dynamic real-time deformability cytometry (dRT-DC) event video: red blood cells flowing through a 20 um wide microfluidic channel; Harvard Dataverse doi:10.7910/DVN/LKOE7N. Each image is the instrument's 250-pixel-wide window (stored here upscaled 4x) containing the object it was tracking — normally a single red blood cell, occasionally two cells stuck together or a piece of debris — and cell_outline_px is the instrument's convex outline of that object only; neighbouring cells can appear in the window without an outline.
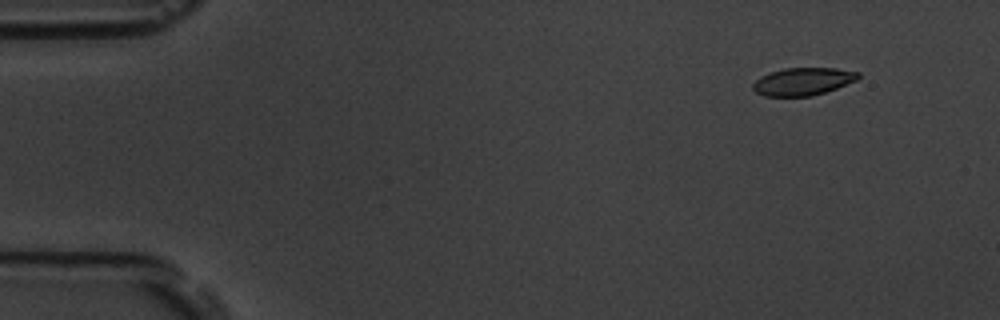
{"species": "common noctule bat (a hibernating species)", "species_latin": "Nyctalus noctula", "temperature_condition": "room temperature", "stored_images_in_passage": 6, "camera_frame_rate_fps": 3000, "um_per_image_px": 0.085, "animal": {"sex": "male", "body_mass_g": 19.5, "forearm_length_mm": 54.6}, "frame": {"image": 1, "passage_image": 2, "time_ms": 1.0, "image_size_px": [1000, 320], "cell_outline_px": [[860, 76], [856, 80], [836, 88], [812, 96], [764, 96], [756, 92], [752, 88], [752, 84], [760, 76], [784, 68], [836, 68], [860, 72]], "centroid_in_image_um": [68.24, 6.92], "position_along_channel_um": 16.8, "area_um2": 16.88}}
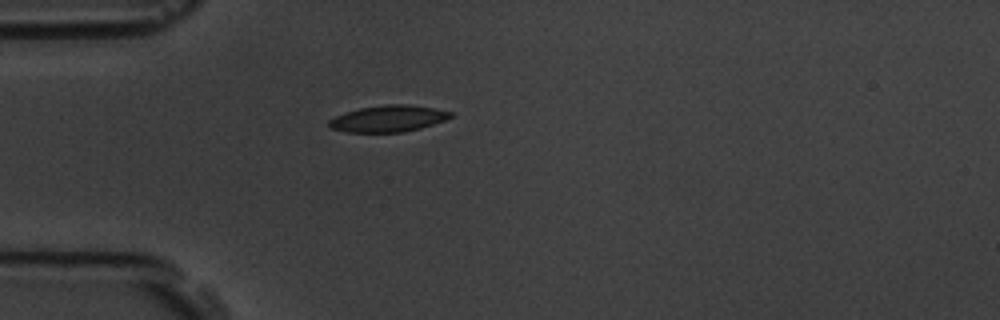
{"frame": {"image": 2, "passage_image": 5, "time_ms": 4.667, "image_size_px": [1000, 320], "cell_outline_px": [[452, 116], [444, 120], [420, 128], [404, 132], [348, 132], [332, 128], [328, 124], [328, 120], [336, 116], [360, 108], [384, 104], [408, 104], [432, 108], [452, 112]], "centroid_in_image_um": [33.0, 10.08], "position_along_channel_um": 52.0, "area_um2": 18.5}}